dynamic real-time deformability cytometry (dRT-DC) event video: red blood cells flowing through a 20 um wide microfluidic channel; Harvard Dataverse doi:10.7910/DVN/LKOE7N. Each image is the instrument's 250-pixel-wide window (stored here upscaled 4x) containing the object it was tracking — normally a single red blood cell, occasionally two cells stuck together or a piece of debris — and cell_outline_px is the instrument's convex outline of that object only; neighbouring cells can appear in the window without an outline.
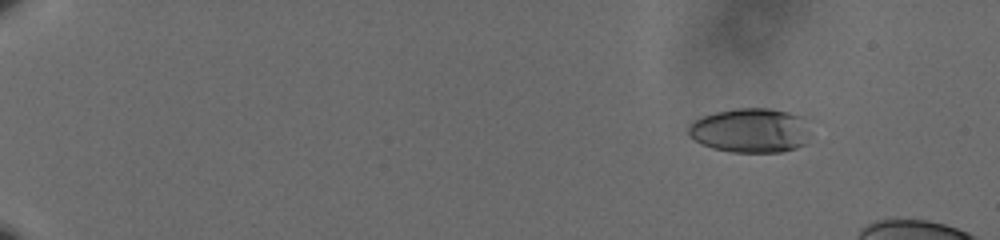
{"species": "human", "species_latin": "Homo sapiens", "temperature_condition": "cold", "stored_images_in_passage": 56, "camera_frame_rate_fps": 3000, "um_per_image_px": 0.085, "donor": {"sex": "male"}, "frame": {"image": 1, "passage_image": 4, "time_ms": 1.0, "image_size_px": [1000, 240], "cell_outline_px": [[816, 120], [804, 144], [796, 148], [780, 152], [732, 152], [712, 148], [700, 144], [688, 132], [688, 128], [696, 120], [704, 116], [716, 112], [736, 108], [768, 108], [788, 112], [804, 116]], "centroid_in_image_um": [63.93, 11.07], "position_along_channel_um": 21.1, "area_um2": 32.19}}
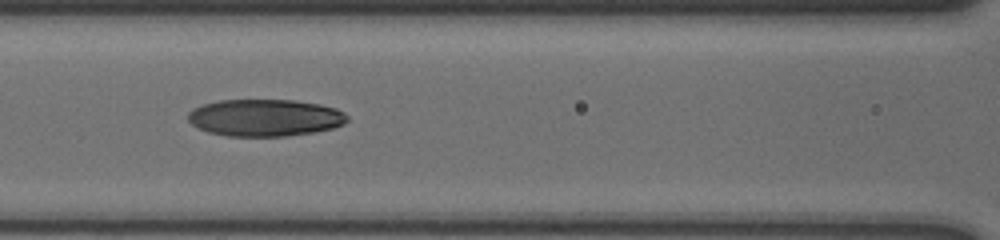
{"frame": {"image": 2, "passage_image": 27, "time_ms": 8.667, "image_size_px": [1000, 240], "cell_outline_px": [[348, 120], [344, 124], [332, 128], [312, 132], [284, 136], [228, 136], [208, 132], [192, 124], [188, 120], [188, 112], [192, 108], [204, 104], [220, 100], [296, 100], [320, 104], [336, 108], [344, 112], [348, 116]], "centroid_in_image_um": [22.53, 10.0], "position_along_channel_um": 144.1, "area_um2": 34.39}}
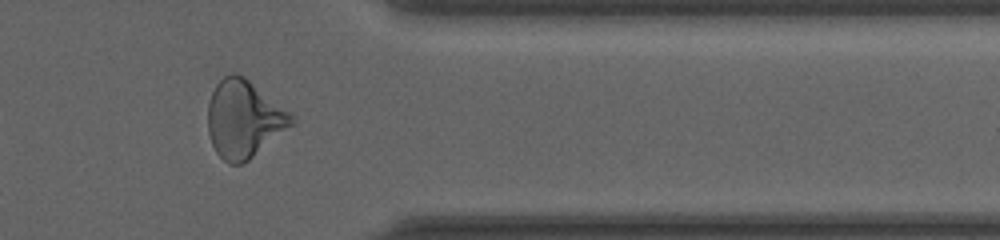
{"frame": {"image": 3, "passage_image": 48, "time_ms": 15.667, "image_size_px": [1000, 240], "cell_outline_px": [[296, 120], [292, 124], [244, 164], [228, 164], [216, 152], [212, 144], [208, 132], [208, 104], [212, 92], [216, 84], [224, 76], [232, 72], [236, 72], [244, 76], [292, 112]], "centroid_in_image_um": [20.73, 10.1], "position_along_channel_um": 390.7, "area_um2": 37.8}}